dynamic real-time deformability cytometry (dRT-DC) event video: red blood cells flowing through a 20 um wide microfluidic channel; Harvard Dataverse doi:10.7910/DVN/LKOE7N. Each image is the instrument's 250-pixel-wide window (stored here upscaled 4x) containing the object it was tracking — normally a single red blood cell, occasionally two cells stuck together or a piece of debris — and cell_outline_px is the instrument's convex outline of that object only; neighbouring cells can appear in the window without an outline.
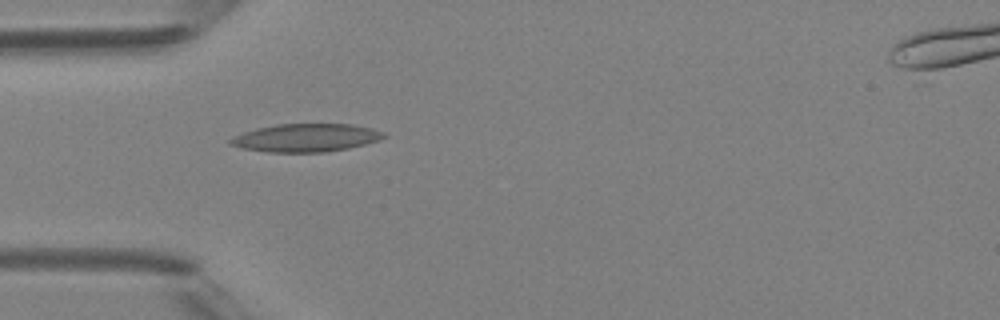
{"species": "Egyptian fruit bat (a non-hibernating species)", "species_latin": "Rousettus aegyptiacus", "temperature_condition": "room temperature", "stored_images_in_passage": 1, "camera_frame_rate_fps": 3000, "um_per_image_px": 0.085, "animal": {"sex": "female"}, "frame": {"image": 1, "passage_image": 1, "time_ms": 0.0, "image_size_px": [1000, 320], "cell_outline_px": [[388, 136], [380, 140], [348, 148], [324, 152], [268, 152], [240, 148], [228, 144], [228, 140], [232, 136], [256, 128], [276, 124], [352, 124], [372, 128], [384, 132]], "centroid_in_image_um": [25.98, 11.71], "position_along_channel_um": 59.0, "area_um2": 25.26}}